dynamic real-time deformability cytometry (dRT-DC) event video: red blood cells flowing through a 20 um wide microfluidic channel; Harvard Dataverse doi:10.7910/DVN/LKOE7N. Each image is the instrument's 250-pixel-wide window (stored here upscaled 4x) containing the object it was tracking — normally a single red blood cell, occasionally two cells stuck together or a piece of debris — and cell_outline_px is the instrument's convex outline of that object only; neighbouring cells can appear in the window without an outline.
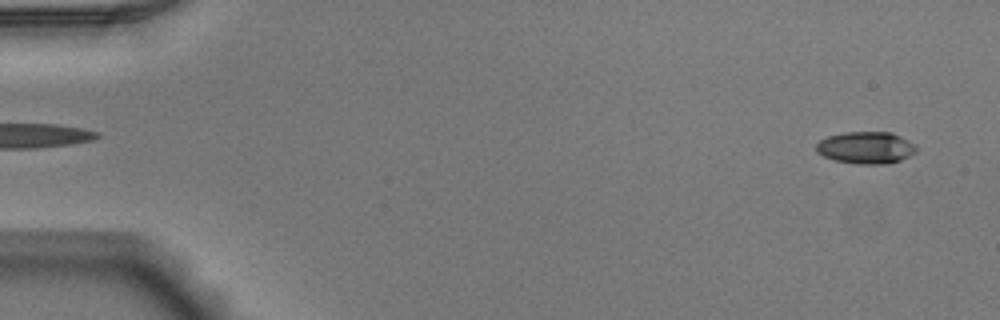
{"species": "Egyptian fruit bat (a non-hibernating species)", "species_latin": "Rousettus aegyptiacus", "temperature_condition": "warm", "stored_images_in_passage": 51, "camera_frame_rate_fps": 3000, "um_per_image_px": 0.085, "animal": {"sex": "male"}, "frame": {"image": 1, "passage_image": 2, "time_ms": 0.333, "image_size_px": [1000, 320], "cell_outline_px": [[916, 152], [900, 160], [888, 164], [856, 164], [836, 160], [824, 156], [816, 152], [816, 144], [820, 140], [828, 136], [844, 132], [892, 132], [908, 140], [916, 148]], "centroid_in_image_um": [73.58, 12.55], "position_along_channel_um": 11.4, "area_um2": 18.61}}
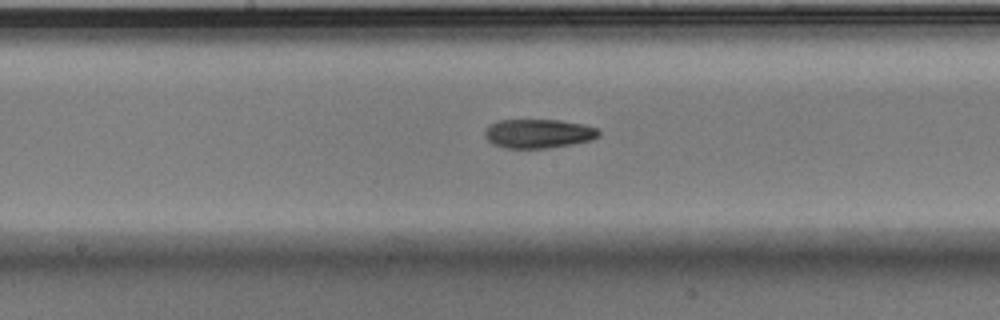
{"frame": {"image": 2, "passage_image": 27, "time_ms": 8.667, "image_size_px": [1000, 320], "cell_outline_px": [[600, 136], [592, 140], [572, 144], [548, 148], [504, 148], [492, 144], [484, 136], [484, 132], [492, 124], [500, 120], [560, 120], [584, 124], [600, 128]], "centroid_in_image_um": [45.82, 11.36], "position_along_channel_um": 202.4, "area_um2": 19.42}}
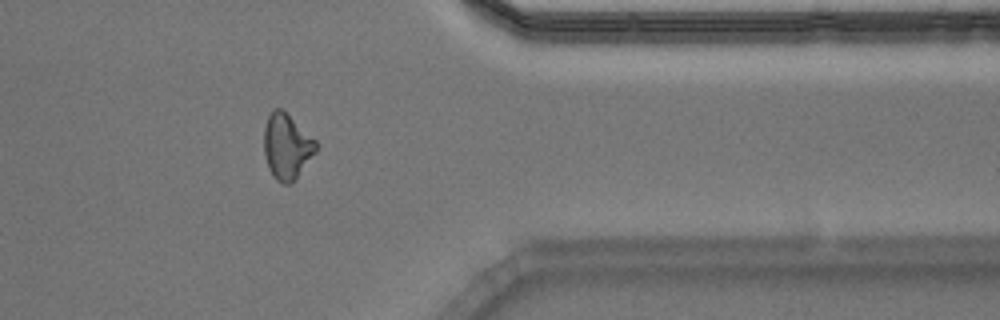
{"frame": {"image": 3, "passage_image": 42, "time_ms": 13.667, "image_size_px": [1000, 320], "cell_outline_px": [[316, 152], [296, 180], [292, 184], [284, 184], [276, 180], [272, 176], [268, 168], [264, 152], [264, 128], [268, 116], [276, 108], [280, 108], [316, 140]], "centroid_in_image_um": [24.37, 12.51], "position_along_channel_um": 387.0, "area_um2": 19.77}, "authors_computed_cell_mechanics": {"area_um2": 19.1318, "velocity_mm_per_s": 3.9362, "shape_relaxation_time_tau1_ms": 5.5195, "shape_relaxation_time_tau2_ms": 2.6608, "deformation_change_tau1": 0.1871, "deformation_change_tau2": 0.1137}}